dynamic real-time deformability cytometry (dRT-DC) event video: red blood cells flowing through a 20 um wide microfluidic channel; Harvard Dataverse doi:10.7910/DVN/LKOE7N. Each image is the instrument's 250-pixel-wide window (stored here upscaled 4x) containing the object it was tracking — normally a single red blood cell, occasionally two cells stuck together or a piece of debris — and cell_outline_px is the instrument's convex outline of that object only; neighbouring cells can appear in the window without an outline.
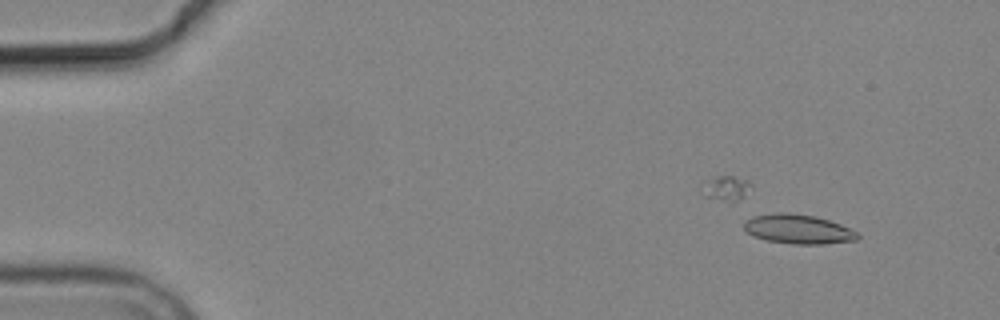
{"species": "common noctule bat (a hibernating species)", "species_latin": "Nyctalus noctula", "temperature_condition": "cold", "stored_images_in_passage": 5, "camera_frame_rate_fps": 3000, "um_per_image_px": 0.085, "animal": {"sex": "male", "body_mass_g": 19.2, "forearm_length_mm": 51.8}, "frame": {"image": 1, "passage_image": 2, "time_ms": 1.333, "image_size_px": [1000, 320], "cell_outline_px": [[860, 236], [856, 240], [824, 244], [792, 244], [764, 240], [752, 236], [744, 228], [744, 220], [752, 216], [776, 212], [788, 212], [816, 216], [840, 224], [856, 232]], "centroid_in_image_um": [67.8, 19.47], "position_along_channel_um": 17.2, "area_um2": 19.59}}
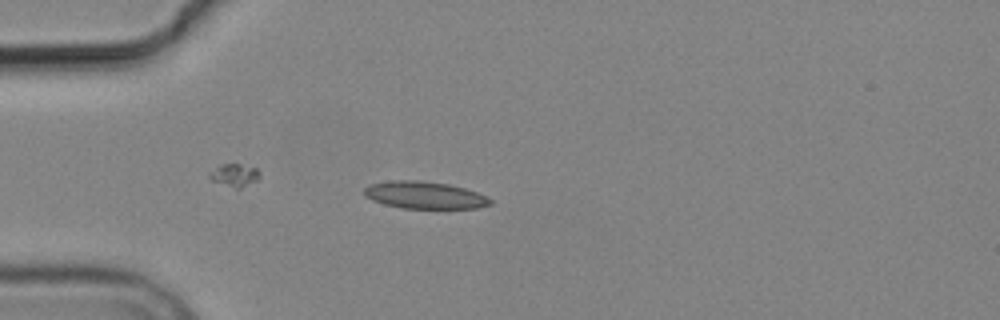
{"frame": {"image": 2, "passage_image": 5, "time_ms": 4.667, "image_size_px": [1000, 320], "cell_outline_px": [[492, 204], [476, 208], [400, 208], [384, 204], [372, 200], [364, 196], [364, 188], [368, 184], [392, 180], [420, 180], [448, 184], [464, 188], [476, 192], [492, 200]], "centroid_in_image_um": [36.04, 16.58], "position_along_channel_um": 49.0, "area_um2": 20.0}}